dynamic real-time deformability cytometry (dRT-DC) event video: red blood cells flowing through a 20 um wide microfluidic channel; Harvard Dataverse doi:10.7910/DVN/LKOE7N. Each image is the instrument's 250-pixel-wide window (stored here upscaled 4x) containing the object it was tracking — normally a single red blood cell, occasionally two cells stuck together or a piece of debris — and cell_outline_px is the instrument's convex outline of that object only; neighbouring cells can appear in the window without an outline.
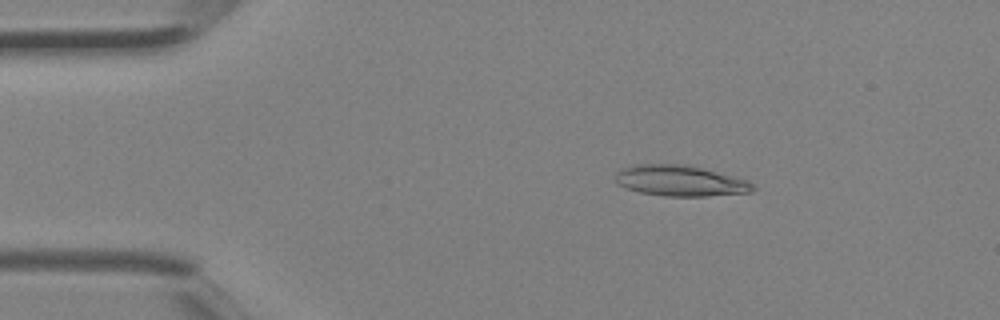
{"species": "Egyptian fruit bat (a non-hibernating species)", "species_latin": "Rousettus aegyptiacus", "temperature_condition": "room temperature", "stored_images_in_passage": 3, "camera_frame_rate_fps": 3000, "um_per_image_px": 0.085, "animal": {"sex": "female"}, "frame": {"image": 1, "passage_image": 2, "time_ms": 0.333, "image_size_px": [1000, 320], "cell_outline_px": [[756, 188], [752, 192], [704, 196], [664, 196], [640, 192], [616, 184], [616, 172], [620, 168], [636, 164], [684, 164], [748, 180]], "centroid_in_image_um": [57.79, 15.36], "position_along_channel_um": 27.2, "area_um2": 24.51}}